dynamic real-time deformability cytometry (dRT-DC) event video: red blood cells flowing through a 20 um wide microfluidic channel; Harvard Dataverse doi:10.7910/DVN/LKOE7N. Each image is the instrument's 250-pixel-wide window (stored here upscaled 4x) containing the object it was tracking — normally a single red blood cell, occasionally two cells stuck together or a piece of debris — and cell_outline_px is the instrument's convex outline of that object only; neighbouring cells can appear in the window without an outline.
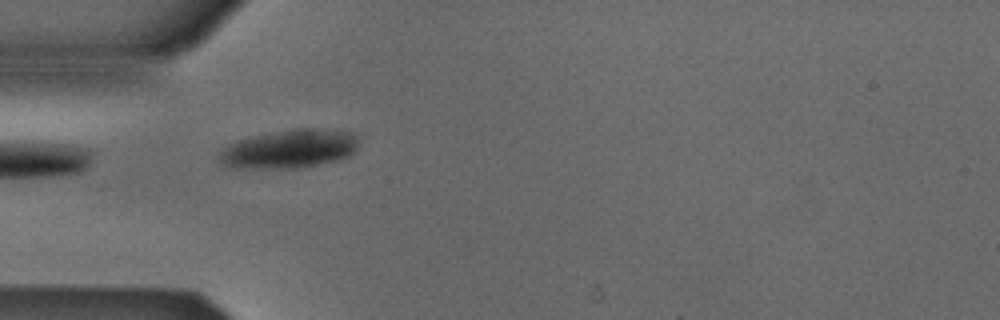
{"species": "Egyptian fruit bat (a non-hibernating species)", "species_latin": "Rousettus aegyptiacus", "temperature_condition": "cold", "stored_images_in_passage": 38, "camera_frame_rate_fps": 3000, "um_per_image_px": 0.085, "animal": {"sex": "male"}, "frame": {"image": 1, "passage_image": 1, "time_ms": 0.0, "image_size_px": [1000, 320], "cell_outline_px": [[356, 148], [344, 160], [296, 168], [224, 168], [220, 164], [220, 152], [228, 144], [236, 140], [296, 128], [336, 128], [352, 132], [356, 136]], "centroid_in_image_um": [24.61, 12.66], "position_along_channel_um": 60.4, "area_um2": 31.67}}
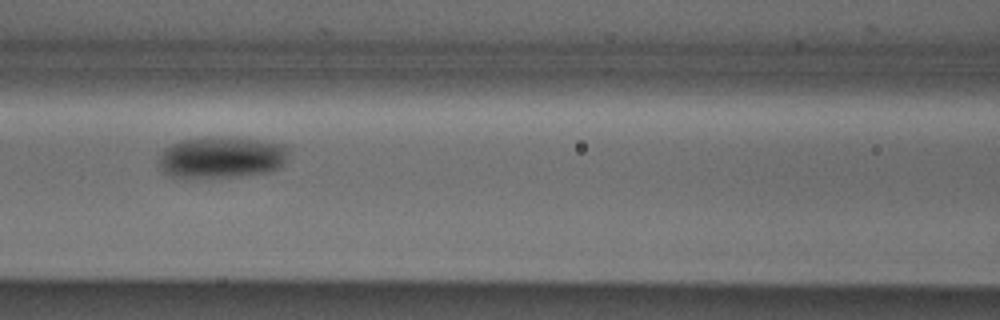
{"frame": {"image": 2, "passage_image": 8, "time_ms": 2.333, "image_size_px": [1000, 320], "cell_outline_px": [[288, 148], [284, 160], [276, 168], [268, 172], [240, 176], [172, 176], [164, 172], [160, 168], [160, 156], [164, 148], [180, 140], [208, 136], [232, 136], [260, 140], [284, 144]], "centroid_in_image_um": [18.82, 13.32], "position_along_channel_um": 147.8, "area_um2": 31.1}}
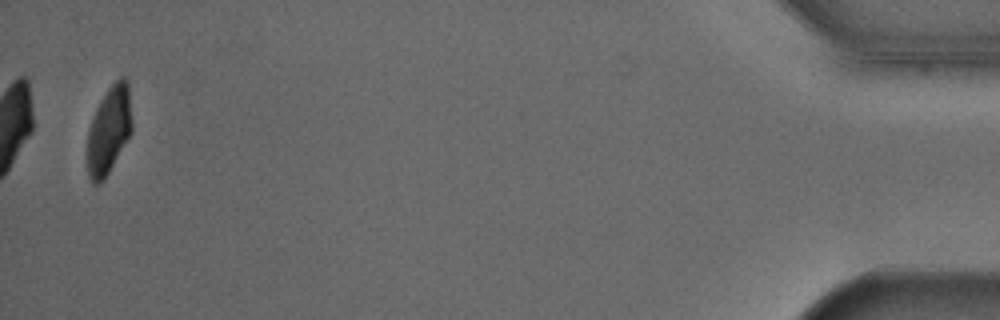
{"frame": {"image": 3, "passage_image": 37, "time_ms": 12.0, "image_size_px": [1000, 320], "cell_outline_px": [[132, 132], [108, 172], [100, 184], [92, 184], [88, 176], [88, 132], [96, 108], [100, 100], [108, 88], [120, 76], [124, 76], [128, 84], [132, 120]], "centroid_in_image_um": [9.27, 11.04], "position_along_channel_um": 425.9, "area_um2": 22.54}, "authors_computed_cell_mechanics": {"area_um2": 29.5358, "velocity_mm_per_s": 3.8461, "shape_relaxation_time_tau1_ms": 5.0484, "shape_relaxation_time_tau2_ms": null, "deformation_change_tau1": 0.1391, "deformation_change_tau2": null}}